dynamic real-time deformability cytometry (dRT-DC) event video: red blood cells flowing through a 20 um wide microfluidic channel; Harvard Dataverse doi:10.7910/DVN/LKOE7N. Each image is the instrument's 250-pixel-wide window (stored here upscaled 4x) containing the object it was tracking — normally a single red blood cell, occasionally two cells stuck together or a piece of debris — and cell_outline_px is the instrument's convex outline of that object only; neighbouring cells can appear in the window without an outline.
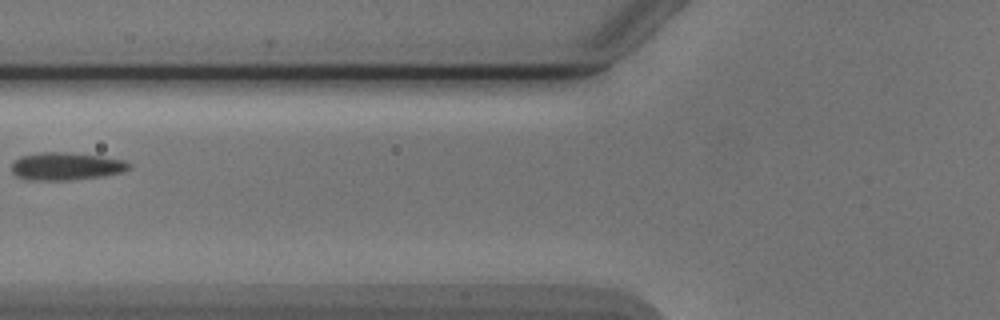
{"species": "Egyptian fruit bat (a non-hibernating species)", "species_latin": "Rousettus aegyptiacus", "temperature_condition": "cold", "stored_images_in_passage": 2, "camera_frame_rate_fps": 3000, "um_per_image_px": 0.085, "animal": {"sex": "male"}, "frame": {"image": 1, "passage_image": 2, "time_ms": 1.333, "image_size_px": [1000, 320], "cell_outline_px": [[132, 168], [120, 172], [104, 176], [68, 180], [32, 180], [16, 176], [12, 172], [12, 164], [20, 156], [40, 152], [64, 152], [100, 156], [124, 160], [132, 164]], "centroid_in_image_um": [5.63, 14.13], "position_along_channel_um": 120.2, "area_um2": 18.9}}